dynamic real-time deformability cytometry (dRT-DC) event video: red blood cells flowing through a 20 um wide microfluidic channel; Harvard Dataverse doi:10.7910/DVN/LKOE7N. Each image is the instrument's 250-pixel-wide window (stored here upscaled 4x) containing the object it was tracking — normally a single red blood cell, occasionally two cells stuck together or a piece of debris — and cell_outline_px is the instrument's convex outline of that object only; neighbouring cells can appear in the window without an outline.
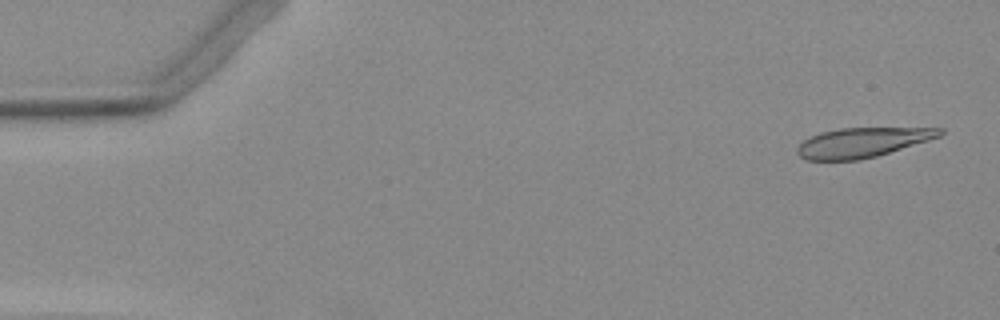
{"species": "Egyptian fruit bat (a non-hibernating species)", "species_latin": "Rousettus aegyptiacus", "temperature_condition": "warm", "stored_images_in_passage": 52, "camera_frame_rate_fps": 3000, "um_per_image_px": 0.085, "animal": {"sex": "female"}, "frame": {"image": 1, "passage_image": 2, "time_ms": 0.333, "image_size_px": [1000, 320], "cell_outline_px": [[944, 132], [940, 136], [928, 140], [876, 156], [860, 160], [808, 160], [800, 156], [796, 152], [796, 148], [804, 140], [820, 132], [840, 128], [944, 128]], "centroid_in_image_um": [73.27, 12.11], "position_along_channel_um": 11.7, "area_um2": 24.39}}
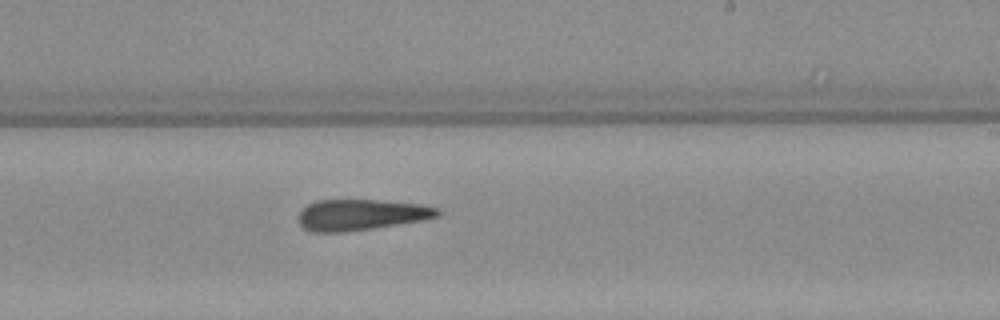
{"frame": {"image": 2, "passage_image": 31, "time_ms": 10.0, "image_size_px": [1000, 320], "cell_outline_px": [[440, 216], [420, 220], [372, 228], [344, 232], [312, 232], [304, 228], [296, 220], [296, 216], [308, 204], [316, 200], [380, 200], [420, 204], [440, 208]], "centroid_in_image_um": [30.65, 18.25], "position_along_channel_um": 258.4, "area_um2": 25.09}}
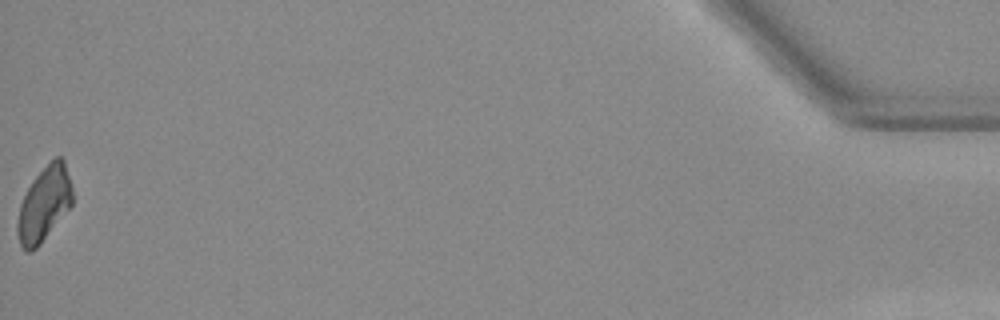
{"frame": {"image": 3, "passage_image": 52, "time_ms": 17.0, "image_size_px": [1000, 320], "cell_outline_px": [[72, 204], [40, 244], [32, 252], [24, 252], [20, 244], [16, 228], [16, 224], [20, 204], [32, 180], [56, 156], [60, 156], [64, 160], [72, 188]], "centroid_in_image_um": [3.73, 17.37], "position_along_channel_um": 431.5, "area_um2": 23.58}}